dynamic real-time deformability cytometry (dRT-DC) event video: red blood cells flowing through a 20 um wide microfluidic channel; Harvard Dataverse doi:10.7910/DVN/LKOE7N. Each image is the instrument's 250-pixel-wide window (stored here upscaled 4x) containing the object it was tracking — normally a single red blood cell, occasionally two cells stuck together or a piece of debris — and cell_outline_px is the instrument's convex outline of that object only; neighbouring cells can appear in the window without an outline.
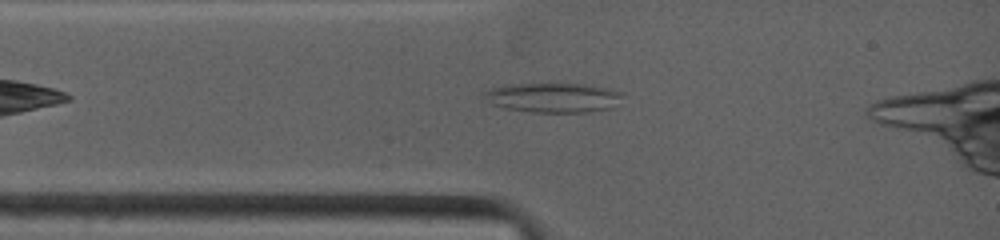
{"species": "common noctule bat (a hibernating species)", "species_latin": "Nyctalus noctula", "temperature_condition": "warm", "stored_images_in_passage": 18, "camera_frame_rate_fps": 4500, "um_per_image_px": 0.085, "animal": {"sex": "female", "body_mass_g": 19.0, "forearm_length_mm": 53.3}, "frame": {"image": 1, "passage_image": 4, "time_ms": 0.667, "image_size_px": [1000, 240], "cell_outline_px": [[624, 92], [612, 108], [588, 112], [532, 112], [508, 108], [492, 104], [484, 92], [492, 88], [508, 84], [584, 84]], "centroid_in_image_um": [47.06, 8.3], "position_along_channel_um": 37.9, "area_um2": 23.35}}
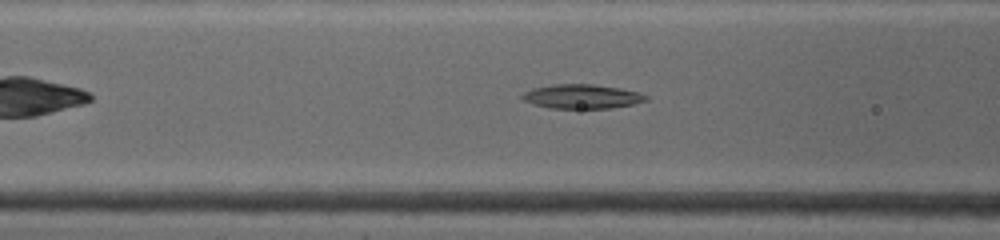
{"frame": {"image": 2, "passage_image": 11, "time_ms": 2.667, "image_size_px": [1000, 240], "cell_outline_px": [[648, 100], [632, 104], [612, 108], [552, 108], [532, 104], [524, 100], [520, 96], [524, 92], [532, 88], [552, 84], [592, 84], [620, 88], [636, 92], [648, 96]], "centroid_in_image_um": [49.43, 8.2], "position_along_channel_um": 117.2, "area_um2": 17.4}}
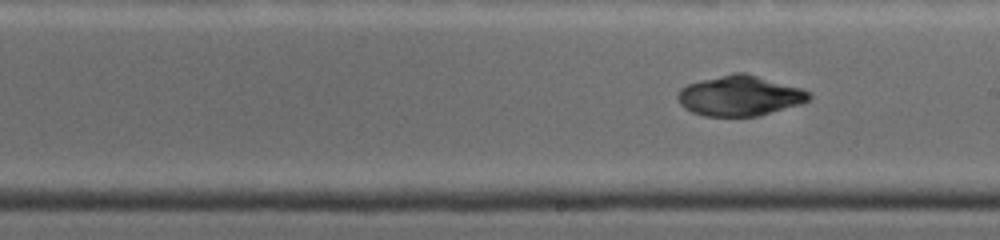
{"frame": {"image": 3, "passage_image": 17, "time_ms": 4.222, "image_size_px": [1000, 240], "cell_outline_px": [[812, 96], [808, 100], [800, 104], [756, 116], [704, 116], [692, 112], [684, 108], [680, 104], [676, 96], [680, 88], [688, 84], [732, 72], [744, 72], [804, 88], [812, 92]], "centroid_in_image_um": [62.9, 8.13], "position_along_channel_um": 226.1, "area_um2": 30.92}}